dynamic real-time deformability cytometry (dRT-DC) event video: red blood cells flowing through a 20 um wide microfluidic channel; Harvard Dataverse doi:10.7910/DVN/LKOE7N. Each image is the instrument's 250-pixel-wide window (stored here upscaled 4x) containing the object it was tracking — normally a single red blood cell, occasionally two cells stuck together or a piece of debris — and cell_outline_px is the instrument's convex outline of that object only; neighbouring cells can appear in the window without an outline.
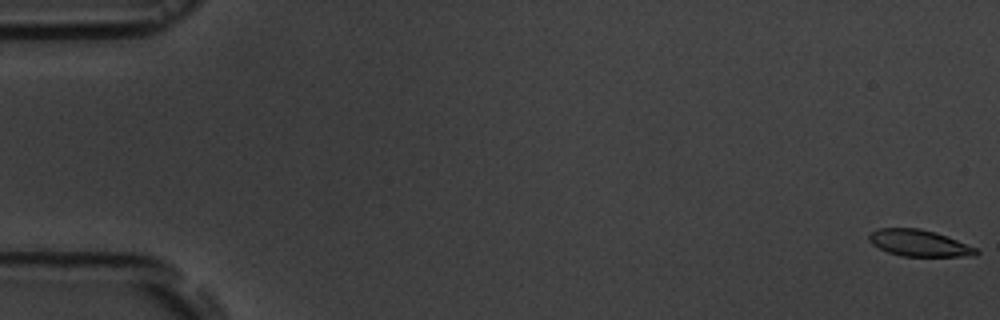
{"species": "common noctule bat (a hibernating species)", "species_latin": "Nyctalus noctula", "temperature_condition": "room temperature", "stored_images_in_passage": 7, "camera_frame_rate_fps": 3000, "um_per_image_px": 0.085, "animal": {"sex": "male", "body_mass_g": 19.5, "forearm_length_mm": 54.6}, "frame": {"image": 1, "passage_image": 1, "time_ms": 0.0, "image_size_px": [1000, 320], "cell_outline_px": [[980, 252], [976, 256], [900, 256], [888, 252], [872, 244], [868, 240], [868, 236], [872, 232], [880, 228], [920, 228], [956, 240], [976, 248]], "centroid_in_image_um": [78.11, 20.67], "position_along_channel_um": 6.9, "area_um2": 16.3}}
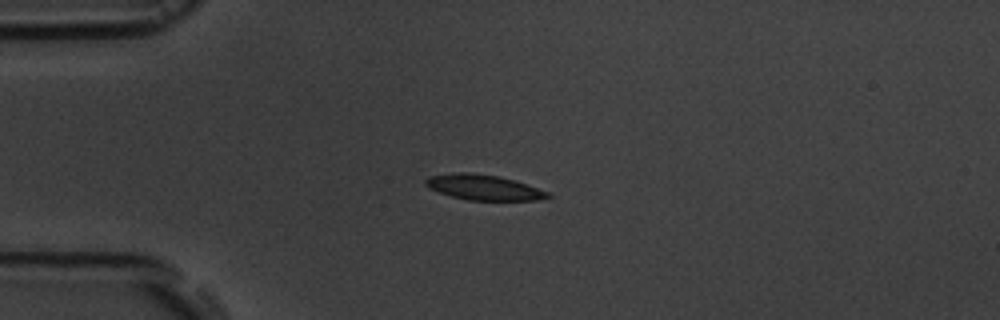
{"frame": {"image": 2, "passage_image": 5, "time_ms": 4.667, "image_size_px": [1000, 320], "cell_outline_px": [[552, 196], [536, 200], [468, 200], [452, 196], [428, 188], [424, 184], [424, 180], [428, 176], [456, 172], [472, 172], [500, 176], [548, 192]], "centroid_in_image_um": [41.04, 15.91], "position_along_channel_um": 44.0, "area_um2": 17.86}}
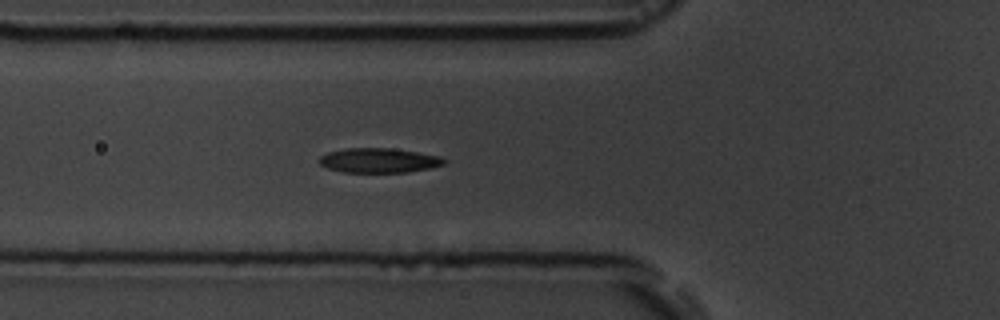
{"frame": {"image": 3, "passage_image": 7, "time_ms": 6.667, "image_size_px": [1000, 320], "cell_outline_px": [[448, 160], [444, 164], [428, 168], [408, 172], [344, 172], [328, 168], [320, 164], [320, 156], [328, 152], [344, 148], [392, 148], [440, 156]], "centroid_in_image_um": [32.21, 13.63], "position_along_channel_um": 93.6, "area_um2": 17.8}}